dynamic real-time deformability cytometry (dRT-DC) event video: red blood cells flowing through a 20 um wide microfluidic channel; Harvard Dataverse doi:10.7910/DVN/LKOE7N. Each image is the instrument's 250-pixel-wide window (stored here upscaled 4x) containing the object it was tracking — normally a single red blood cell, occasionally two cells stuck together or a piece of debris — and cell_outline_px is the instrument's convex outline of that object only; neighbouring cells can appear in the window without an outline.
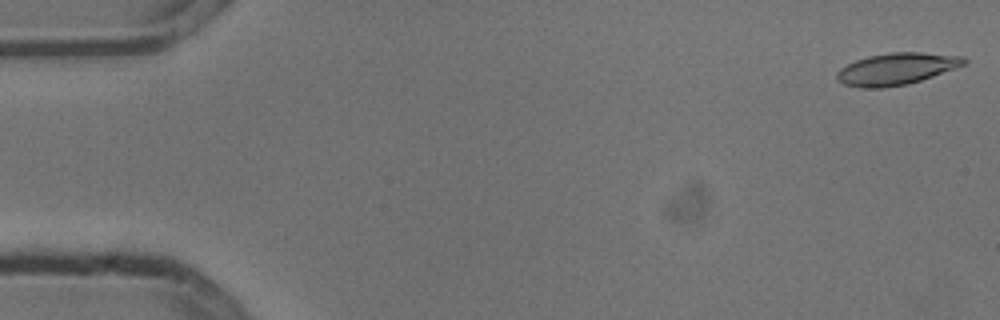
{"species": "common noctule bat (a hibernating species)", "species_latin": "Nyctalus noctula", "temperature_condition": "cold", "stored_images_in_passage": 5, "camera_frame_rate_fps": 3000, "um_per_image_px": 0.085, "animal": {"sex": "male", "body_mass_g": 13.3}, "frame": {"image": 1, "passage_image": 1, "time_ms": 0.0, "image_size_px": [1000, 320], "cell_outline_px": [[968, 60], [964, 64], [956, 68], [908, 84], [884, 88], [860, 88], [844, 84], [836, 80], [836, 72], [840, 68], [856, 60], [868, 56], [888, 52], [920, 52], [964, 56]], "centroid_in_image_um": [76.18, 5.85], "position_along_channel_um": 8.8, "area_um2": 23.7}}
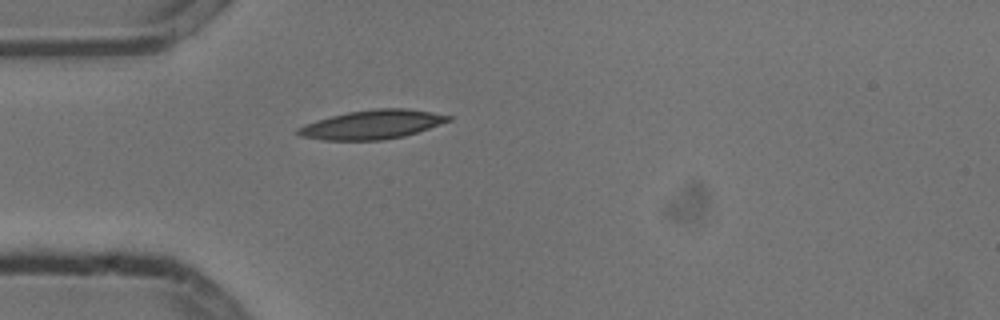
{"frame": {"image": 2, "passage_image": 5, "time_ms": 1.333, "image_size_px": [1000, 320], "cell_outline_px": [[452, 120], [404, 136], [384, 140], [324, 140], [300, 136], [296, 132], [296, 128], [304, 124], [316, 120], [348, 112], [376, 108], [408, 108], [432, 112], [452, 116]], "centroid_in_image_um": [31.62, 10.58], "position_along_channel_um": 53.4, "area_um2": 25.37}}